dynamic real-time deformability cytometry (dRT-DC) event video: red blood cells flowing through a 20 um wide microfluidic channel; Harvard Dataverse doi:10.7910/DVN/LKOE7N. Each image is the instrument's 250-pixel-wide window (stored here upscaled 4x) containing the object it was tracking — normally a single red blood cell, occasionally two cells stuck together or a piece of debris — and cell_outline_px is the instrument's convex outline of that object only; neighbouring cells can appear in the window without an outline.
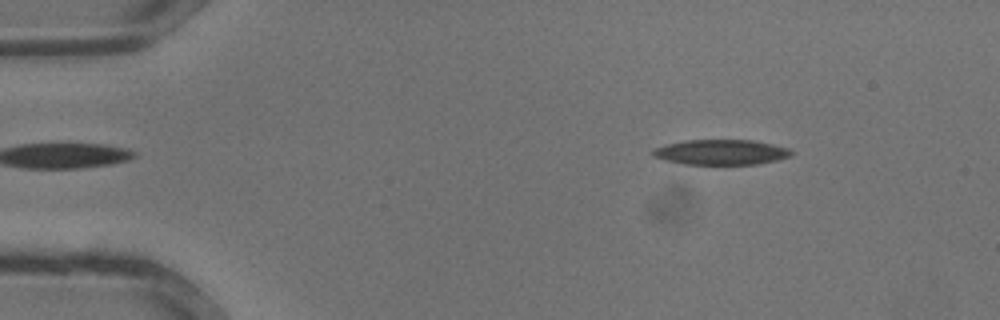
{"species": "common noctule bat (a hibernating species)", "species_latin": "Nyctalus noctula", "temperature_condition": "warm", "stored_images_in_passage": 33, "camera_frame_rate_fps": 3000, "um_per_image_px": 0.085, "animal": {"sex": "male", "body_mass_g": 13.3}, "frame": {"image": 1, "passage_image": 4, "time_ms": 1.0, "image_size_px": [1000, 320], "cell_outline_px": [[792, 156], [776, 160], [756, 164], [684, 164], [664, 160], [652, 156], [652, 148], [664, 144], [684, 140], [752, 140], [772, 144], [788, 148], [792, 152]], "centroid_in_image_um": [61.23, 12.93], "position_along_channel_um": 23.8, "area_um2": 20.4}}
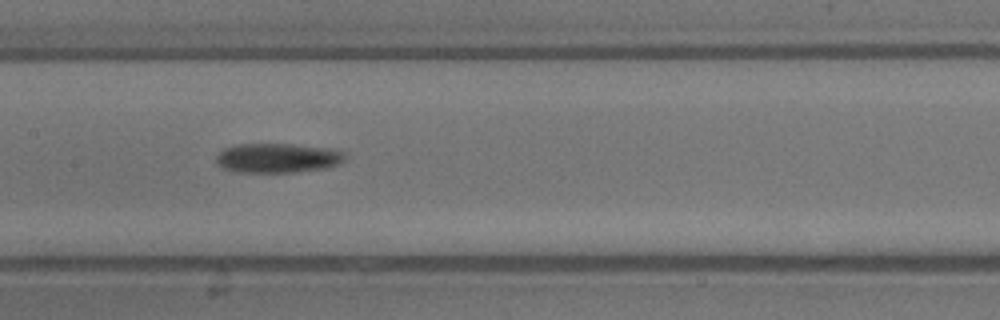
{"frame": {"image": 2, "passage_image": 16, "time_ms": 5.0, "image_size_px": [1000, 320], "cell_outline_px": [[348, 156], [344, 160], [328, 168], [296, 172], [240, 172], [220, 168], [216, 164], [216, 156], [224, 148], [232, 144], [292, 144], [336, 148], [348, 152]], "centroid_in_image_um": [23.64, 13.42], "position_along_channel_um": 183.8, "area_um2": 22.72}}
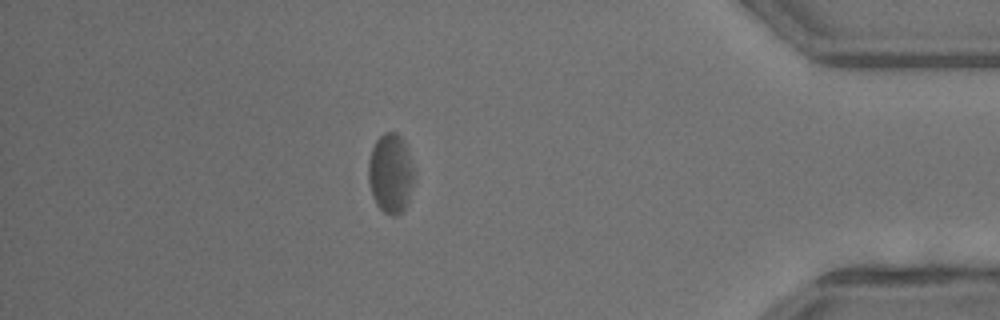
{"frame": {"image": 3, "passage_image": 29, "time_ms": 9.333, "image_size_px": [1000, 320], "cell_outline_px": [[412, 180], [408, 204], [396, 216], [392, 216], [384, 212], [376, 204], [368, 180], [368, 160], [372, 148], [376, 140], [384, 132], [396, 132], [404, 140], [412, 168]], "centroid_in_image_um": [33.17, 14.73], "position_along_channel_um": 402.0, "area_um2": 20.81}}